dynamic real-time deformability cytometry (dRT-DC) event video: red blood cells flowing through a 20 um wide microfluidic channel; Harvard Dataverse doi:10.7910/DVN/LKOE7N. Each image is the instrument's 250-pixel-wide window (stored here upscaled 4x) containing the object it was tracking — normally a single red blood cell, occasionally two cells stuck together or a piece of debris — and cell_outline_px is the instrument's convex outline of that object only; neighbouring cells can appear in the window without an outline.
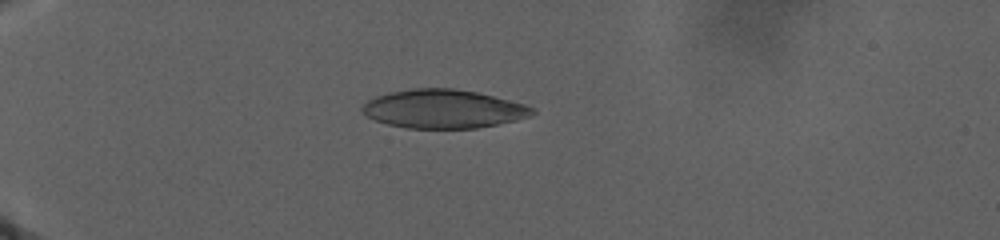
{"species": "human", "species_latin": "Homo sapiens", "temperature_condition": "warm", "stored_images_in_passage": 70, "camera_frame_rate_fps": 3000, "um_per_image_px": 0.085, "donor": {"sex": "male"}, "frame": {"image": 1, "passage_image": 25, "time_ms": 11.667, "image_size_px": [1000, 240], "cell_outline_px": [[536, 112], [528, 116], [516, 120], [476, 128], [408, 128], [388, 124], [376, 120], [368, 116], [360, 108], [368, 100], [376, 96], [392, 92], [412, 88], [452, 88], [476, 92], [524, 104], [532, 108]], "centroid_in_image_um": [37.66, 9.25], "position_along_channel_um": 47.3, "area_um2": 37.74}}
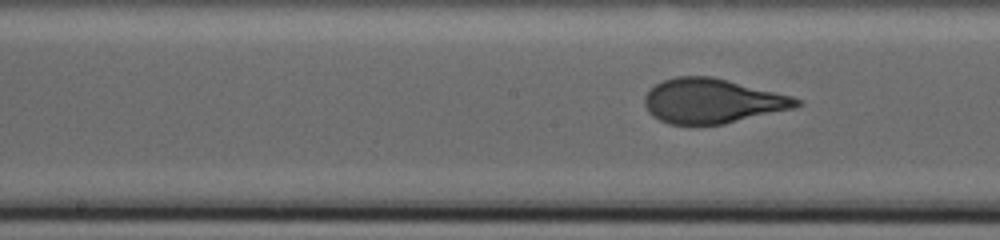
{"frame": {"image": 2, "passage_image": 49, "time_ms": 21.0, "image_size_px": [1000, 240], "cell_outline_px": [[804, 104], [796, 108], [724, 124], [668, 124], [652, 116], [648, 112], [644, 104], [644, 96], [656, 84], [664, 80], [676, 76], [712, 76], [792, 96], [800, 100]], "centroid_in_image_um": [60.56, 8.59], "position_along_channel_um": 187.6, "area_um2": 39.54}}
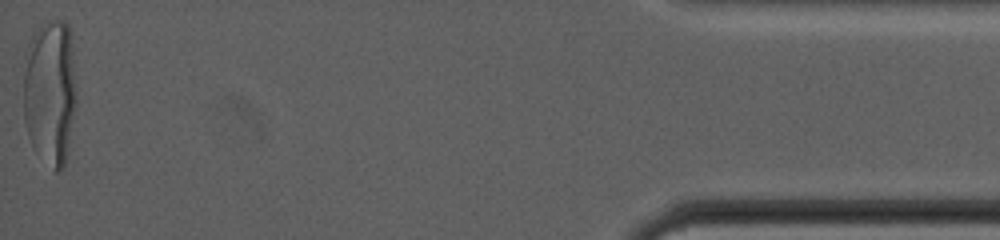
{"frame": {"image": 3, "passage_image": 70, "time_ms": 36.333, "image_size_px": [1000, 240], "cell_outline_px": [[76, 108], [64, 168], [56, 172], [52, 172], [32, 148], [28, 136], [24, 120], [24, 72], [28, 44], [36, 32], [48, 20], [60, 20], [68, 24], [72, 36], [76, 92]], "centroid_in_image_um": [4.28, 7.89], "position_along_channel_um": 430.9, "area_um2": 45.84}, "authors_computed_cell_mechanics": {"area_um2": 39.5352, "velocity_mm_per_s": 2.0514, "shape_relaxation_time_tau1_ms": 10.7251, "shape_relaxation_time_tau2_ms": null, "deformation_change_tau1": 0.3115, "deformation_change_tau2": null}}